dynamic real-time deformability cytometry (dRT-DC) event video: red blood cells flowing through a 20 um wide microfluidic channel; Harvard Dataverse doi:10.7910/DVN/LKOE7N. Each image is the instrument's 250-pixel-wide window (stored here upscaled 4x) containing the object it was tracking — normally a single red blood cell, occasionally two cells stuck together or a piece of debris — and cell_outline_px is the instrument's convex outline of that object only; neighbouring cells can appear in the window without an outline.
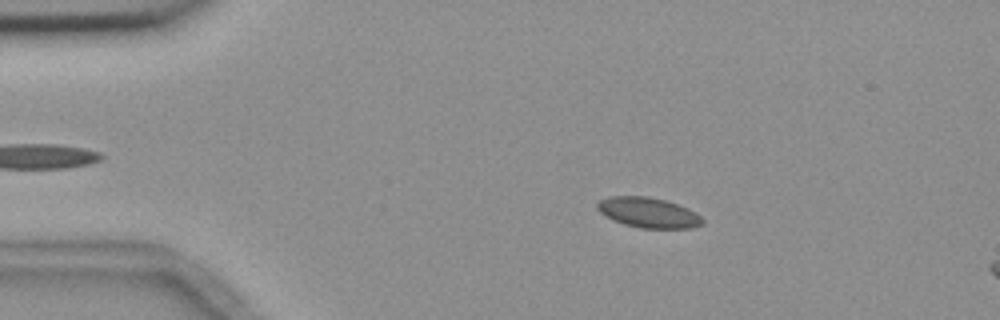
{"species": "common noctule bat (a hibernating species)", "species_latin": "Nyctalus noctula", "temperature_condition": "room temperature", "stored_images_in_passage": 48, "camera_frame_rate_fps": 3000, "um_per_image_px": 0.085, "animal": {"sex": "female", "body_mass_g": 18.4}, "frame": {"image": 1, "passage_image": 10, "time_ms": 3.0, "image_size_px": [1000, 320], "cell_outline_px": [[704, 224], [692, 228], [640, 228], [624, 224], [612, 220], [604, 216], [596, 208], [596, 204], [600, 200], [612, 196], [648, 196], [664, 200], [688, 208], [700, 216], [704, 220]], "centroid_in_image_um": [55.09, 18.08], "position_along_channel_um": 29.9, "area_um2": 18.55}}
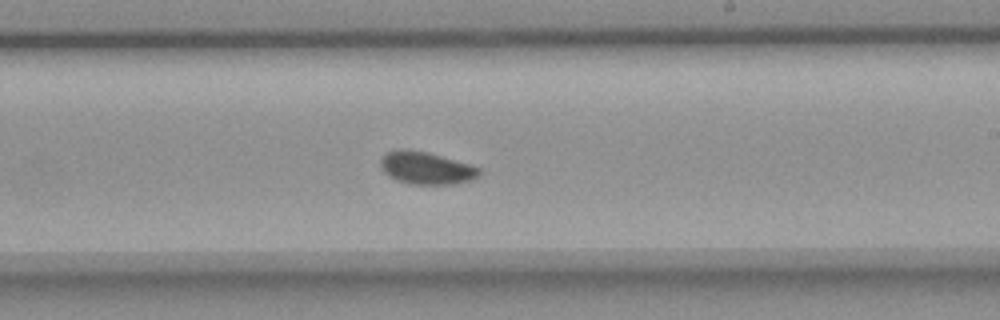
{"frame": {"image": 2, "passage_image": 33, "time_ms": 10.667, "image_size_px": [1000, 320], "cell_outline_px": [[484, 172], [472, 180], [452, 184], [408, 184], [396, 180], [388, 176], [384, 172], [380, 164], [380, 160], [384, 152], [396, 148], [408, 148], [428, 152], [472, 164], [480, 168]], "centroid_in_image_um": [36.22, 14.26], "position_along_channel_um": 252.8, "area_um2": 19.25}}
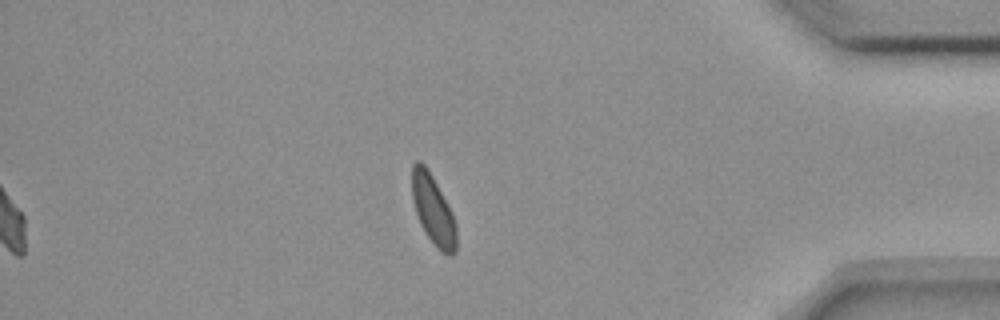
{"frame": {"image": 3, "passage_image": 48, "time_ms": 15.667, "image_size_px": [1000, 320], "cell_outline_px": [[456, 252], [452, 256], [448, 256], [440, 252], [436, 248], [420, 224], [412, 200], [412, 164], [416, 160], [420, 160], [428, 168], [452, 212], [456, 224]], "centroid_in_image_um": [36.82, 17.85], "position_along_channel_um": 398.4, "area_um2": 18.15}, "authors_computed_cell_mechanics": {"area_um2": 18.4382, "velocity_mm_per_s": 3.6128, "shape_relaxation_time_tau1_ms": 3.4365, "shape_relaxation_time_tau2_ms": null, "deformation_change_tau1": 0.0552, "deformation_change_tau2": null}}